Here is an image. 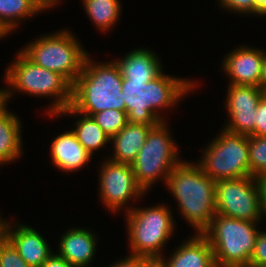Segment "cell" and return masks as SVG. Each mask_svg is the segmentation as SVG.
<instances>
[{
	"label": "cell",
	"mask_w": 266,
	"mask_h": 267,
	"mask_svg": "<svg viewBox=\"0 0 266 267\" xmlns=\"http://www.w3.org/2000/svg\"><path fill=\"white\" fill-rule=\"evenodd\" d=\"M165 71L151 81H132L123 77L121 91L128 122L158 125L170 121L167 113L174 112L183 103L181 101L200 90L202 83L196 78H184Z\"/></svg>",
	"instance_id": "1"
},
{
	"label": "cell",
	"mask_w": 266,
	"mask_h": 267,
	"mask_svg": "<svg viewBox=\"0 0 266 267\" xmlns=\"http://www.w3.org/2000/svg\"><path fill=\"white\" fill-rule=\"evenodd\" d=\"M193 160V161H192ZM185 158L171 171L165 191L175 200L180 215L191 233L202 234L216 215L215 181L206 175L194 159Z\"/></svg>",
	"instance_id": "2"
},
{
	"label": "cell",
	"mask_w": 266,
	"mask_h": 267,
	"mask_svg": "<svg viewBox=\"0 0 266 267\" xmlns=\"http://www.w3.org/2000/svg\"><path fill=\"white\" fill-rule=\"evenodd\" d=\"M15 53L2 76L9 105L18 95L50 101L42 107L44 115H57L71 105L73 84L65 76L36 65L20 49Z\"/></svg>",
	"instance_id": "3"
},
{
	"label": "cell",
	"mask_w": 266,
	"mask_h": 267,
	"mask_svg": "<svg viewBox=\"0 0 266 267\" xmlns=\"http://www.w3.org/2000/svg\"><path fill=\"white\" fill-rule=\"evenodd\" d=\"M95 59L91 53L87 56L81 74L72 85L70 106L89 117L109 109L126 111L118 64L113 58Z\"/></svg>",
	"instance_id": "4"
},
{
	"label": "cell",
	"mask_w": 266,
	"mask_h": 267,
	"mask_svg": "<svg viewBox=\"0 0 266 267\" xmlns=\"http://www.w3.org/2000/svg\"><path fill=\"white\" fill-rule=\"evenodd\" d=\"M144 205H135L123 214L125 236L129 242L126 243L128 250L125 251L130 255L159 260L166 253L165 248H169L170 240L177 234L178 219L174 218V205L168 202H156L148 207L146 203Z\"/></svg>",
	"instance_id": "5"
},
{
	"label": "cell",
	"mask_w": 266,
	"mask_h": 267,
	"mask_svg": "<svg viewBox=\"0 0 266 267\" xmlns=\"http://www.w3.org/2000/svg\"><path fill=\"white\" fill-rule=\"evenodd\" d=\"M74 30L62 29L37 35L19 48L36 65L65 76L72 84L81 74L90 52Z\"/></svg>",
	"instance_id": "6"
},
{
	"label": "cell",
	"mask_w": 266,
	"mask_h": 267,
	"mask_svg": "<svg viewBox=\"0 0 266 267\" xmlns=\"http://www.w3.org/2000/svg\"><path fill=\"white\" fill-rule=\"evenodd\" d=\"M170 123L160 122L150 129L145 144L131 163L135 180L147 195L158 183L164 188L171 171L185 158Z\"/></svg>",
	"instance_id": "7"
},
{
	"label": "cell",
	"mask_w": 266,
	"mask_h": 267,
	"mask_svg": "<svg viewBox=\"0 0 266 267\" xmlns=\"http://www.w3.org/2000/svg\"><path fill=\"white\" fill-rule=\"evenodd\" d=\"M260 224L216 214L202 233L213 250L216 267H249Z\"/></svg>",
	"instance_id": "8"
},
{
	"label": "cell",
	"mask_w": 266,
	"mask_h": 267,
	"mask_svg": "<svg viewBox=\"0 0 266 267\" xmlns=\"http://www.w3.org/2000/svg\"><path fill=\"white\" fill-rule=\"evenodd\" d=\"M201 149L195 162L215 182L249 177V136L233 133L222 126Z\"/></svg>",
	"instance_id": "9"
},
{
	"label": "cell",
	"mask_w": 266,
	"mask_h": 267,
	"mask_svg": "<svg viewBox=\"0 0 266 267\" xmlns=\"http://www.w3.org/2000/svg\"><path fill=\"white\" fill-rule=\"evenodd\" d=\"M97 164L96 189L98 201L105 212L108 211L111 216H121L132 210L137 205L136 202L138 205L145 202L143 199L148 196L136 182L131 164L117 163L108 158L101 159Z\"/></svg>",
	"instance_id": "10"
},
{
	"label": "cell",
	"mask_w": 266,
	"mask_h": 267,
	"mask_svg": "<svg viewBox=\"0 0 266 267\" xmlns=\"http://www.w3.org/2000/svg\"><path fill=\"white\" fill-rule=\"evenodd\" d=\"M216 214L250 222H264L259 188L254 177L215 183Z\"/></svg>",
	"instance_id": "11"
},
{
	"label": "cell",
	"mask_w": 266,
	"mask_h": 267,
	"mask_svg": "<svg viewBox=\"0 0 266 267\" xmlns=\"http://www.w3.org/2000/svg\"><path fill=\"white\" fill-rule=\"evenodd\" d=\"M266 91L258 86L226 84V112L223 125L226 130L245 136H254V121L258 103Z\"/></svg>",
	"instance_id": "12"
},
{
	"label": "cell",
	"mask_w": 266,
	"mask_h": 267,
	"mask_svg": "<svg viewBox=\"0 0 266 267\" xmlns=\"http://www.w3.org/2000/svg\"><path fill=\"white\" fill-rule=\"evenodd\" d=\"M251 44L239 43L221 56L218 71L228 78L226 84L261 87L263 47Z\"/></svg>",
	"instance_id": "13"
},
{
	"label": "cell",
	"mask_w": 266,
	"mask_h": 267,
	"mask_svg": "<svg viewBox=\"0 0 266 267\" xmlns=\"http://www.w3.org/2000/svg\"><path fill=\"white\" fill-rule=\"evenodd\" d=\"M72 225L58 235L55 252L75 267H94L93 262L101 246V233L95 232L92 227Z\"/></svg>",
	"instance_id": "14"
},
{
	"label": "cell",
	"mask_w": 266,
	"mask_h": 267,
	"mask_svg": "<svg viewBox=\"0 0 266 267\" xmlns=\"http://www.w3.org/2000/svg\"><path fill=\"white\" fill-rule=\"evenodd\" d=\"M18 220L17 217L10 216L6 239L30 267H42L44 262L55 251L50 245L51 242L46 239L43 233L38 231L37 227H32V225L23 222V220Z\"/></svg>",
	"instance_id": "15"
},
{
	"label": "cell",
	"mask_w": 266,
	"mask_h": 267,
	"mask_svg": "<svg viewBox=\"0 0 266 267\" xmlns=\"http://www.w3.org/2000/svg\"><path fill=\"white\" fill-rule=\"evenodd\" d=\"M66 125L62 132H55V136L49 140V152L47 158L55 169L65 174H75L83 171L93 163V156L79 143L75 133ZM65 129V131H64ZM93 160V161H92ZM78 171V172H77Z\"/></svg>",
	"instance_id": "16"
},
{
	"label": "cell",
	"mask_w": 266,
	"mask_h": 267,
	"mask_svg": "<svg viewBox=\"0 0 266 267\" xmlns=\"http://www.w3.org/2000/svg\"><path fill=\"white\" fill-rule=\"evenodd\" d=\"M168 251L159 259L164 267H216L213 250L203 234H188Z\"/></svg>",
	"instance_id": "17"
},
{
	"label": "cell",
	"mask_w": 266,
	"mask_h": 267,
	"mask_svg": "<svg viewBox=\"0 0 266 267\" xmlns=\"http://www.w3.org/2000/svg\"><path fill=\"white\" fill-rule=\"evenodd\" d=\"M52 119L51 121L55 119H64L66 117L73 118V122L71 123L73 126H68L72 129V131L75 133L77 140L79 143L94 157V155L97 156V153L100 152L101 155L100 159L107 158L109 155V149L110 148V140L111 138L101 129V127L95 122V120L92 117L83 115L73 109L71 106H68L67 108L60 111L57 115H43ZM65 116V117H64ZM75 118V120H74ZM108 150V152L103 151ZM107 153V154H105Z\"/></svg>",
	"instance_id": "18"
},
{
	"label": "cell",
	"mask_w": 266,
	"mask_h": 267,
	"mask_svg": "<svg viewBox=\"0 0 266 267\" xmlns=\"http://www.w3.org/2000/svg\"><path fill=\"white\" fill-rule=\"evenodd\" d=\"M157 51L150 47L138 46L128 49L122 57H112L118 64L122 77L132 81H151L163 70L164 63Z\"/></svg>",
	"instance_id": "19"
},
{
	"label": "cell",
	"mask_w": 266,
	"mask_h": 267,
	"mask_svg": "<svg viewBox=\"0 0 266 267\" xmlns=\"http://www.w3.org/2000/svg\"><path fill=\"white\" fill-rule=\"evenodd\" d=\"M9 104L0 111V169L20 161L25 155L23 121ZM23 156V157H22Z\"/></svg>",
	"instance_id": "20"
},
{
	"label": "cell",
	"mask_w": 266,
	"mask_h": 267,
	"mask_svg": "<svg viewBox=\"0 0 266 267\" xmlns=\"http://www.w3.org/2000/svg\"><path fill=\"white\" fill-rule=\"evenodd\" d=\"M156 125H144L128 122L110 140L108 159L117 163L131 164L145 144L148 132Z\"/></svg>",
	"instance_id": "21"
},
{
	"label": "cell",
	"mask_w": 266,
	"mask_h": 267,
	"mask_svg": "<svg viewBox=\"0 0 266 267\" xmlns=\"http://www.w3.org/2000/svg\"><path fill=\"white\" fill-rule=\"evenodd\" d=\"M43 12L49 11L38 0H0V28L8 37L12 36L23 27V22Z\"/></svg>",
	"instance_id": "22"
},
{
	"label": "cell",
	"mask_w": 266,
	"mask_h": 267,
	"mask_svg": "<svg viewBox=\"0 0 266 267\" xmlns=\"http://www.w3.org/2000/svg\"><path fill=\"white\" fill-rule=\"evenodd\" d=\"M80 2L85 15L98 33L107 35L121 23L119 21L123 18L122 10H124L121 0H80Z\"/></svg>",
	"instance_id": "23"
},
{
	"label": "cell",
	"mask_w": 266,
	"mask_h": 267,
	"mask_svg": "<svg viewBox=\"0 0 266 267\" xmlns=\"http://www.w3.org/2000/svg\"><path fill=\"white\" fill-rule=\"evenodd\" d=\"M249 164L251 177L266 174V136H249Z\"/></svg>",
	"instance_id": "24"
},
{
	"label": "cell",
	"mask_w": 266,
	"mask_h": 267,
	"mask_svg": "<svg viewBox=\"0 0 266 267\" xmlns=\"http://www.w3.org/2000/svg\"><path fill=\"white\" fill-rule=\"evenodd\" d=\"M101 129L112 138L128 123L126 111L109 109L91 116Z\"/></svg>",
	"instance_id": "25"
},
{
	"label": "cell",
	"mask_w": 266,
	"mask_h": 267,
	"mask_svg": "<svg viewBox=\"0 0 266 267\" xmlns=\"http://www.w3.org/2000/svg\"><path fill=\"white\" fill-rule=\"evenodd\" d=\"M215 6L219 12L230 15H238L244 18H256V1L255 0H215Z\"/></svg>",
	"instance_id": "26"
},
{
	"label": "cell",
	"mask_w": 266,
	"mask_h": 267,
	"mask_svg": "<svg viewBox=\"0 0 266 267\" xmlns=\"http://www.w3.org/2000/svg\"><path fill=\"white\" fill-rule=\"evenodd\" d=\"M0 267H30L6 239L0 245Z\"/></svg>",
	"instance_id": "27"
},
{
	"label": "cell",
	"mask_w": 266,
	"mask_h": 267,
	"mask_svg": "<svg viewBox=\"0 0 266 267\" xmlns=\"http://www.w3.org/2000/svg\"><path fill=\"white\" fill-rule=\"evenodd\" d=\"M260 228L253 254L249 261V267L266 266V230Z\"/></svg>",
	"instance_id": "28"
},
{
	"label": "cell",
	"mask_w": 266,
	"mask_h": 267,
	"mask_svg": "<svg viewBox=\"0 0 266 267\" xmlns=\"http://www.w3.org/2000/svg\"><path fill=\"white\" fill-rule=\"evenodd\" d=\"M156 261L148 257L127 254L120 256V258L117 257L111 263L109 262L106 267H151Z\"/></svg>",
	"instance_id": "29"
},
{
	"label": "cell",
	"mask_w": 266,
	"mask_h": 267,
	"mask_svg": "<svg viewBox=\"0 0 266 267\" xmlns=\"http://www.w3.org/2000/svg\"><path fill=\"white\" fill-rule=\"evenodd\" d=\"M254 135L266 136V92L258 103L254 121Z\"/></svg>",
	"instance_id": "30"
},
{
	"label": "cell",
	"mask_w": 266,
	"mask_h": 267,
	"mask_svg": "<svg viewBox=\"0 0 266 267\" xmlns=\"http://www.w3.org/2000/svg\"><path fill=\"white\" fill-rule=\"evenodd\" d=\"M260 194V201H261V211L263 216V221H266V174H262L255 178ZM265 219V220H264Z\"/></svg>",
	"instance_id": "31"
},
{
	"label": "cell",
	"mask_w": 266,
	"mask_h": 267,
	"mask_svg": "<svg viewBox=\"0 0 266 267\" xmlns=\"http://www.w3.org/2000/svg\"><path fill=\"white\" fill-rule=\"evenodd\" d=\"M42 267H75L69 264L63 257L59 256L55 251L44 262Z\"/></svg>",
	"instance_id": "32"
},
{
	"label": "cell",
	"mask_w": 266,
	"mask_h": 267,
	"mask_svg": "<svg viewBox=\"0 0 266 267\" xmlns=\"http://www.w3.org/2000/svg\"><path fill=\"white\" fill-rule=\"evenodd\" d=\"M3 212L0 213V245L6 240V230L10 219L4 217Z\"/></svg>",
	"instance_id": "33"
},
{
	"label": "cell",
	"mask_w": 266,
	"mask_h": 267,
	"mask_svg": "<svg viewBox=\"0 0 266 267\" xmlns=\"http://www.w3.org/2000/svg\"><path fill=\"white\" fill-rule=\"evenodd\" d=\"M256 1V18H265L266 20V0Z\"/></svg>",
	"instance_id": "34"
},
{
	"label": "cell",
	"mask_w": 266,
	"mask_h": 267,
	"mask_svg": "<svg viewBox=\"0 0 266 267\" xmlns=\"http://www.w3.org/2000/svg\"><path fill=\"white\" fill-rule=\"evenodd\" d=\"M2 83H4L3 87H0V111H2L7 105V93H6V84L4 79L2 80Z\"/></svg>",
	"instance_id": "35"
},
{
	"label": "cell",
	"mask_w": 266,
	"mask_h": 267,
	"mask_svg": "<svg viewBox=\"0 0 266 267\" xmlns=\"http://www.w3.org/2000/svg\"><path fill=\"white\" fill-rule=\"evenodd\" d=\"M62 2L64 3V0H43V6L49 11L55 10L54 8H59L58 6L62 5Z\"/></svg>",
	"instance_id": "36"
},
{
	"label": "cell",
	"mask_w": 266,
	"mask_h": 267,
	"mask_svg": "<svg viewBox=\"0 0 266 267\" xmlns=\"http://www.w3.org/2000/svg\"><path fill=\"white\" fill-rule=\"evenodd\" d=\"M261 87L266 91V47H263V66L261 76Z\"/></svg>",
	"instance_id": "37"
},
{
	"label": "cell",
	"mask_w": 266,
	"mask_h": 267,
	"mask_svg": "<svg viewBox=\"0 0 266 267\" xmlns=\"http://www.w3.org/2000/svg\"><path fill=\"white\" fill-rule=\"evenodd\" d=\"M8 36L3 32V30L0 28V41L4 39H7Z\"/></svg>",
	"instance_id": "38"
},
{
	"label": "cell",
	"mask_w": 266,
	"mask_h": 267,
	"mask_svg": "<svg viewBox=\"0 0 266 267\" xmlns=\"http://www.w3.org/2000/svg\"><path fill=\"white\" fill-rule=\"evenodd\" d=\"M151 267H164L159 260H157Z\"/></svg>",
	"instance_id": "39"
}]
</instances>
